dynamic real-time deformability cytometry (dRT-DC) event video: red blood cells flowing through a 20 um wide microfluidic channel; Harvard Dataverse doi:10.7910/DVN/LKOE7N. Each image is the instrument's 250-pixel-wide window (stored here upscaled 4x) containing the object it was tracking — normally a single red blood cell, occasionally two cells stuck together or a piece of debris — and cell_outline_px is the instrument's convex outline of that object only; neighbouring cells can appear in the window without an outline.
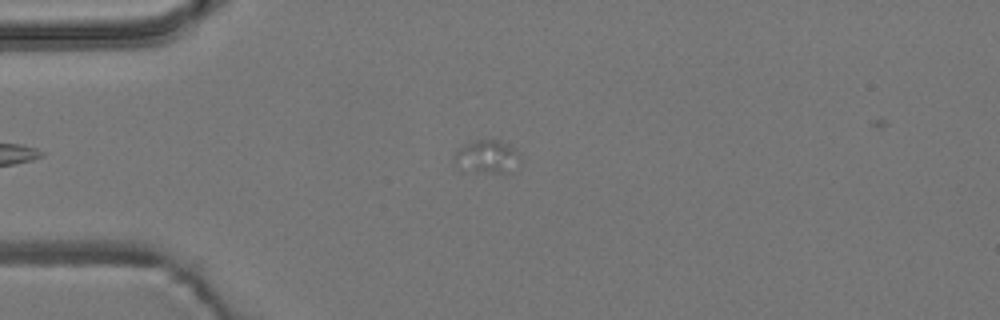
{"species": "common noctule bat (a hibernating species)", "species_latin": "Nyctalus noctula", "temperature_condition": "room temperature", "stored_images_in_passage": 2, "camera_frame_rate_fps": 3000, "um_per_image_px": 0.085, "animal": {"sex": "male", "body_mass_g": 19.2, "forearm_length_mm": 51.8}, "frame": {"image": 1, "passage_image": 1, "time_ms": 0.0, "image_size_px": [1000, 320], "cell_outline_px": [[520, 160], [508, 172], [460, 172], [456, 160], [456, 152], [464, 144], [476, 140], [500, 140], [508, 144], [520, 156]], "centroid_in_image_um": [41.36, 13.33], "position_along_channel_um": 43.6, "area_um2": 12.48}}